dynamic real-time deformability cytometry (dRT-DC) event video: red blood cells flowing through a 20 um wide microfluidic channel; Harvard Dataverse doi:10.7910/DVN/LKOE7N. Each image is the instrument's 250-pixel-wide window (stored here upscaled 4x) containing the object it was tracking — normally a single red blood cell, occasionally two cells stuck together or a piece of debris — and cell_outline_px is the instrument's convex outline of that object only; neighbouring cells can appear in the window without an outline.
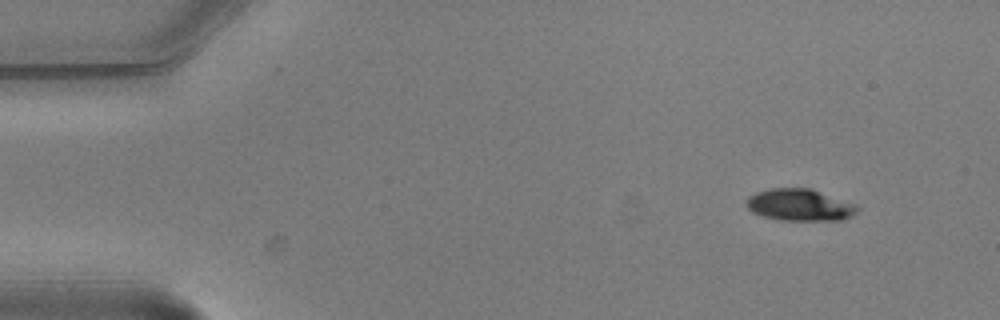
{"species": "common noctule bat (a hibernating species)", "species_latin": "Nyctalus noctula", "temperature_condition": "warm", "stored_images_in_passage": 3, "camera_frame_rate_fps": 3000, "um_per_image_px": 0.085, "animal": {"sex": "male", "body_mass_g": 20.5, "forearm_length_mm": 52.5}, "frame": {"image": 1, "passage_image": 1, "time_ms": 0.0, "image_size_px": [1000, 320], "cell_outline_px": [[860, 208], [852, 216], [840, 220], [780, 220], [764, 216], [752, 212], [744, 204], [748, 196], [756, 192], [768, 188], [812, 188], [856, 204]], "centroid_in_image_um": [67.97, 17.41], "position_along_channel_um": 17.0, "area_um2": 20.81}}